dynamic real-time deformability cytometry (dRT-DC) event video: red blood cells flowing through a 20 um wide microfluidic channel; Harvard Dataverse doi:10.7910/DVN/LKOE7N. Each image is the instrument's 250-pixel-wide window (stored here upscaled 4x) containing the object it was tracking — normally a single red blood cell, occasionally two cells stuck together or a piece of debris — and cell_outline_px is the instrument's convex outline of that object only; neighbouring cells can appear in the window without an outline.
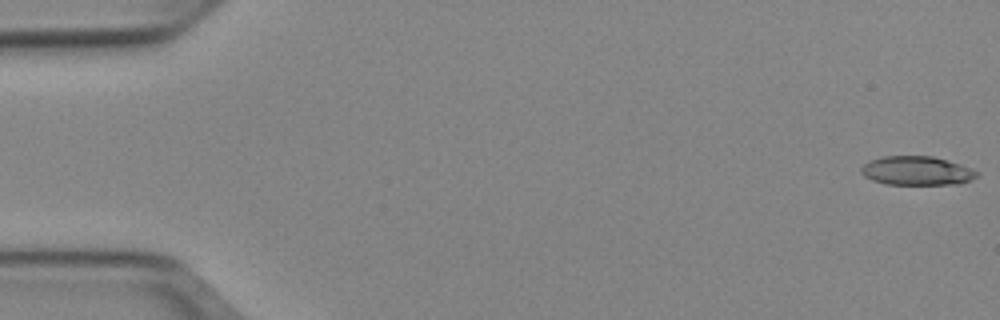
{"species": "Egyptian fruit bat (a non-hibernating species)", "species_latin": "Rousettus aegyptiacus", "temperature_condition": "cold", "stored_images_in_passage": 51, "camera_frame_rate_fps": 3000, "um_per_image_px": 0.085, "animal": {"sex": "female"}, "frame": {"image": 1, "passage_image": 1, "time_ms": 0.0, "image_size_px": [1000, 320], "cell_outline_px": [[980, 172], [972, 180], [960, 184], [884, 184], [872, 180], [864, 176], [860, 172], [860, 168], [868, 160], [884, 156], [932, 156], [948, 160], [960, 164]], "centroid_in_image_um": [77.91, 14.51], "position_along_channel_um": 7.1, "area_um2": 19.65}}
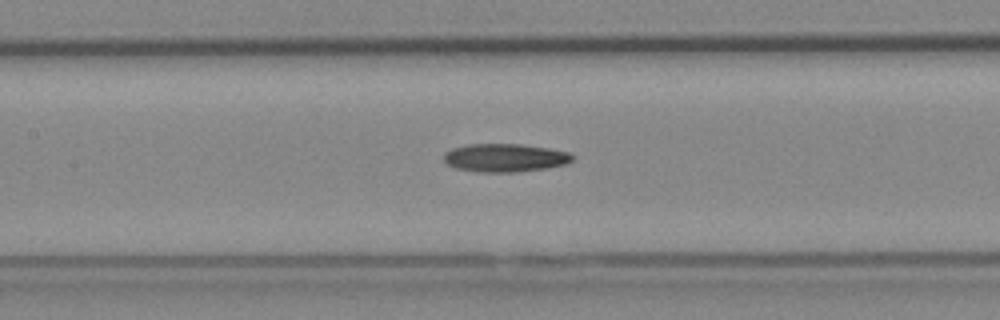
{"frame": {"image": 2, "passage_image": 24, "time_ms": 7.667, "image_size_px": [1000, 320], "cell_outline_px": [[572, 160], [564, 164], [548, 168], [516, 172], [480, 172], [456, 168], [448, 164], [444, 160], [444, 152], [452, 148], [468, 144], [520, 144], [548, 148], [568, 152], [572, 156]], "centroid_in_image_um": [42.89, 13.41], "position_along_channel_um": 164.5, "area_um2": 21.04}}
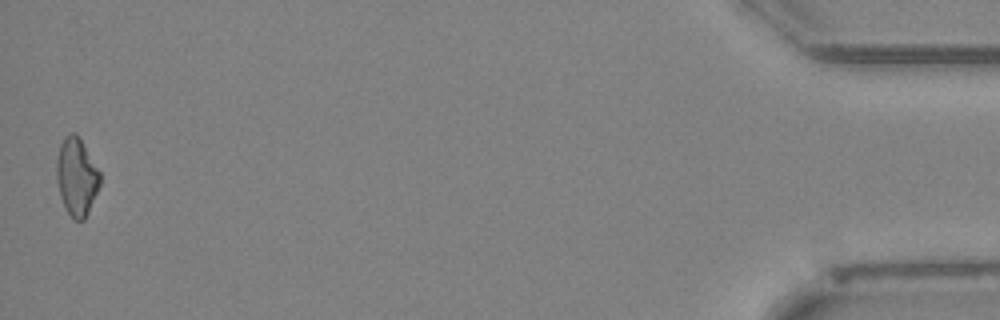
{"frame": {"image": 3, "passage_image": 51, "time_ms": 16.667, "image_size_px": [1000, 320], "cell_outline_px": [[100, 184], [88, 212], [84, 220], [72, 220], [60, 196], [56, 180], [56, 160], [60, 144], [64, 136], [68, 132], [76, 132], [100, 172]], "centroid_in_image_um": [6.49, 15.0], "position_along_channel_um": 428.7, "area_um2": 19.65}}